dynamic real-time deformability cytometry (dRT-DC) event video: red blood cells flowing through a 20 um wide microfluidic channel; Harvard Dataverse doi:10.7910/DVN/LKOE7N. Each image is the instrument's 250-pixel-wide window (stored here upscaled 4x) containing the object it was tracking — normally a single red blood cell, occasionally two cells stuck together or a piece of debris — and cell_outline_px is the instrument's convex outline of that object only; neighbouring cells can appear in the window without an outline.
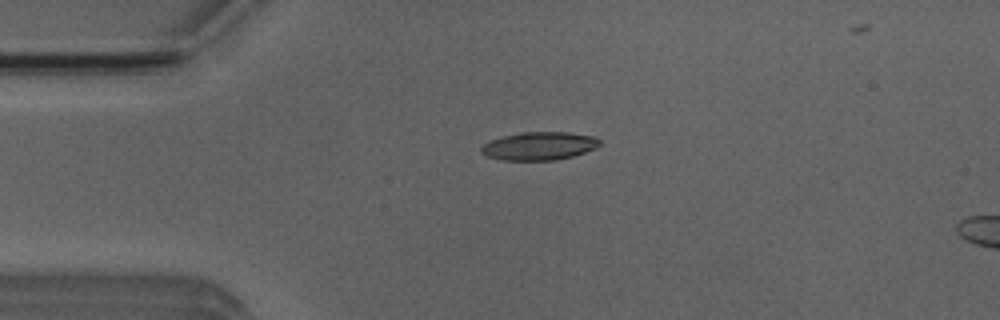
{"species": "Egyptian fruit bat (a non-hibernating species)", "species_latin": "Rousettus aegyptiacus", "temperature_condition": "room temperature", "stored_images_in_passage": 14, "camera_frame_rate_fps": 3000, "um_per_image_px": 0.085, "animal": {"sex": "male"}, "frame": {"image": 1, "passage_image": 10, "time_ms": 3.0, "image_size_px": [1000, 320], "cell_outline_px": [[600, 144], [596, 148], [572, 156], [556, 160], [504, 160], [488, 156], [480, 152], [480, 148], [484, 144], [492, 140], [504, 136], [520, 132], [568, 132], [596, 136], [600, 140]], "centroid_in_image_um": [45.86, 12.4], "position_along_channel_um": 39.1, "area_um2": 19.36}}